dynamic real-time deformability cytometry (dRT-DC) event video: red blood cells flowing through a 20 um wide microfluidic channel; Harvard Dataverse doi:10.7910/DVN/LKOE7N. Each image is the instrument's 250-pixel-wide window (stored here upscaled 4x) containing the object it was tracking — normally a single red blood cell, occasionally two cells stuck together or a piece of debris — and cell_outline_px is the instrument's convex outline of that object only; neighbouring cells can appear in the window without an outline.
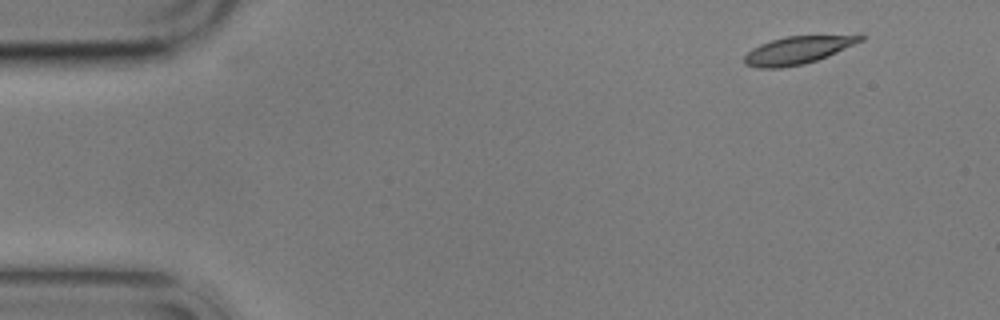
{"species": "common noctule bat (a hibernating species)", "species_latin": "Nyctalus noctula", "temperature_condition": "cold", "stored_images_in_passage": 9, "camera_frame_rate_fps": 3000, "um_per_image_px": 0.085, "animal": {"sex": "male", "body_mass_g": 17.9}, "frame": {"image": 1, "passage_image": 1, "time_ms": 0.0, "image_size_px": [1000, 320], "cell_outline_px": [[868, 36], [864, 40], [828, 56], [804, 64], [780, 68], [756, 68], [744, 64], [744, 56], [752, 48], [760, 44], [772, 40], [788, 36], [860, 32], [864, 32]], "centroid_in_image_um": [67.97, 4.2], "position_along_channel_um": 17.0, "area_um2": 19.65}}
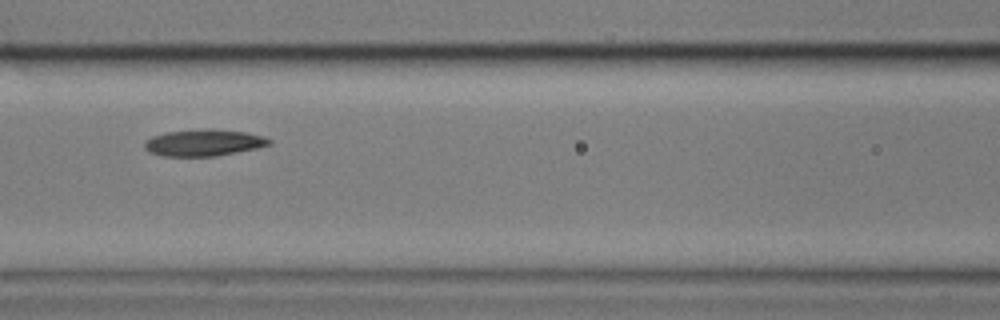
{"frame": {"image": 2, "passage_image": 6, "time_ms": 6.667, "image_size_px": [1000, 320], "cell_outline_px": [[272, 144], [256, 148], [216, 156], [164, 156], [148, 152], [144, 148], [144, 140], [152, 136], [168, 132], [208, 128], [244, 132], [264, 136], [272, 140]], "centroid_in_image_um": [17.3, 12.13], "position_along_channel_um": 149.3, "area_um2": 19.36}}
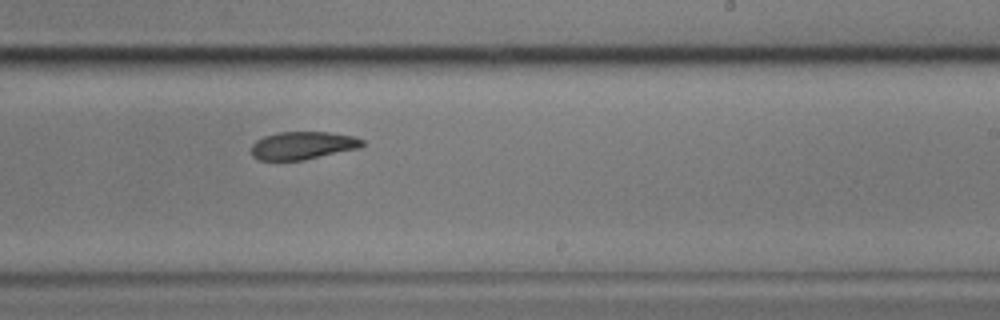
{"frame": {"image": 3, "passage_image": 9, "time_ms": 10.0, "image_size_px": [1000, 320], "cell_outline_px": [[368, 144], [360, 148], [304, 160], [260, 160], [252, 156], [252, 144], [256, 140], [264, 136], [276, 132], [328, 132], [356, 136], [364, 140]], "centroid_in_image_um": [25.79, 12.36], "position_along_channel_um": 263.2, "area_um2": 18.26}}